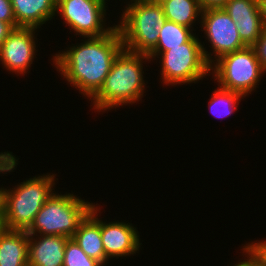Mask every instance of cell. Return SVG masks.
Returning a JSON list of instances; mask_svg holds the SVG:
<instances>
[{
	"label": "cell",
	"instance_id": "5",
	"mask_svg": "<svg viewBox=\"0 0 266 266\" xmlns=\"http://www.w3.org/2000/svg\"><path fill=\"white\" fill-rule=\"evenodd\" d=\"M94 205L95 203L85 201L72 193L54 192L26 232L28 235H60L72 238Z\"/></svg>",
	"mask_w": 266,
	"mask_h": 266
},
{
	"label": "cell",
	"instance_id": "2",
	"mask_svg": "<svg viewBox=\"0 0 266 266\" xmlns=\"http://www.w3.org/2000/svg\"><path fill=\"white\" fill-rule=\"evenodd\" d=\"M150 61L146 54L123 49L114 60L102 87L90 99L94 111L103 113L142 100L147 85L143 78V63Z\"/></svg>",
	"mask_w": 266,
	"mask_h": 266
},
{
	"label": "cell",
	"instance_id": "19",
	"mask_svg": "<svg viewBox=\"0 0 266 266\" xmlns=\"http://www.w3.org/2000/svg\"><path fill=\"white\" fill-rule=\"evenodd\" d=\"M243 98H245L243 95L218 85V88L211 95V99H209V111L215 117L227 118L234 114L233 112L238 109Z\"/></svg>",
	"mask_w": 266,
	"mask_h": 266
},
{
	"label": "cell",
	"instance_id": "18",
	"mask_svg": "<svg viewBox=\"0 0 266 266\" xmlns=\"http://www.w3.org/2000/svg\"><path fill=\"white\" fill-rule=\"evenodd\" d=\"M194 35L192 29L166 20L159 30L157 45L149 54H162L171 48L180 47V45L187 43Z\"/></svg>",
	"mask_w": 266,
	"mask_h": 266
},
{
	"label": "cell",
	"instance_id": "10",
	"mask_svg": "<svg viewBox=\"0 0 266 266\" xmlns=\"http://www.w3.org/2000/svg\"><path fill=\"white\" fill-rule=\"evenodd\" d=\"M36 32L37 28L18 27L4 40L0 47V63L9 73L14 72L17 76H23L29 72L34 58H37Z\"/></svg>",
	"mask_w": 266,
	"mask_h": 266
},
{
	"label": "cell",
	"instance_id": "13",
	"mask_svg": "<svg viewBox=\"0 0 266 266\" xmlns=\"http://www.w3.org/2000/svg\"><path fill=\"white\" fill-rule=\"evenodd\" d=\"M67 237L28 235V266H63Z\"/></svg>",
	"mask_w": 266,
	"mask_h": 266
},
{
	"label": "cell",
	"instance_id": "15",
	"mask_svg": "<svg viewBox=\"0 0 266 266\" xmlns=\"http://www.w3.org/2000/svg\"><path fill=\"white\" fill-rule=\"evenodd\" d=\"M10 1L18 27H32L39 30L43 24H46L57 15V0Z\"/></svg>",
	"mask_w": 266,
	"mask_h": 266
},
{
	"label": "cell",
	"instance_id": "22",
	"mask_svg": "<svg viewBox=\"0 0 266 266\" xmlns=\"http://www.w3.org/2000/svg\"><path fill=\"white\" fill-rule=\"evenodd\" d=\"M0 21L8 23L13 29L18 28L10 0H0Z\"/></svg>",
	"mask_w": 266,
	"mask_h": 266
},
{
	"label": "cell",
	"instance_id": "16",
	"mask_svg": "<svg viewBox=\"0 0 266 266\" xmlns=\"http://www.w3.org/2000/svg\"><path fill=\"white\" fill-rule=\"evenodd\" d=\"M0 266H28L26 230L3 228L0 232Z\"/></svg>",
	"mask_w": 266,
	"mask_h": 266
},
{
	"label": "cell",
	"instance_id": "6",
	"mask_svg": "<svg viewBox=\"0 0 266 266\" xmlns=\"http://www.w3.org/2000/svg\"><path fill=\"white\" fill-rule=\"evenodd\" d=\"M195 35L180 47L171 48L162 54H148L152 60L159 58L160 79L164 85H185L198 83L205 76H210V65L206 62L201 46V39ZM160 56V57H159Z\"/></svg>",
	"mask_w": 266,
	"mask_h": 266
},
{
	"label": "cell",
	"instance_id": "12",
	"mask_svg": "<svg viewBox=\"0 0 266 266\" xmlns=\"http://www.w3.org/2000/svg\"><path fill=\"white\" fill-rule=\"evenodd\" d=\"M223 8L236 23L241 40L252 46L264 27L258 0H229Z\"/></svg>",
	"mask_w": 266,
	"mask_h": 266
},
{
	"label": "cell",
	"instance_id": "3",
	"mask_svg": "<svg viewBox=\"0 0 266 266\" xmlns=\"http://www.w3.org/2000/svg\"><path fill=\"white\" fill-rule=\"evenodd\" d=\"M46 174L30 177L12 189L1 187L0 216L4 228L27 230L31 226L39 210L55 192L53 187L58 178L56 174Z\"/></svg>",
	"mask_w": 266,
	"mask_h": 266
},
{
	"label": "cell",
	"instance_id": "25",
	"mask_svg": "<svg viewBox=\"0 0 266 266\" xmlns=\"http://www.w3.org/2000/svg\"><path fill=\"white\" fill-rule=\"evenodd\" d=\"M200 8L203 10L211 8H223L229 0H198Z\"/></svg>",
	"mask_w": 266,
	"mask_h": 266
},
{
	"label": "cell",
	"instance_id": "7",
	"mask_svg": "<svg viewBox=\"0 0 266 266\" xmlns=\"http://www.w3.org/2000/svg\"><path fill=\"white\" fill-rule=\"evenodd\" d=\"M212 73V74H211ZM210 75L222 88L244 97L255 91L265 75L251 46L227 53L210 65Z\"/></svg>",
	"mask_w": 266,
	"mask_h": 266
},
{
	"label": "cell",
	"instance_id": "9",
	"mask_svg": "<svg viewBox=\"0 0 266 266\" xmlns=\"http://www.w3.org/2000/svg\"><path fill=\"white\" fill-rule=\"evenodd\" d=\"M200 18L201 31H204V37L211 44L208 47H211L213 51L208 52L204 47V42H201L204 58L209 65L227 53L247 47L239 36L236 23L224 8L203 10Z\"/></svg>",
	"mask_w": 266,
	"mask_h": 266
},
{
	"label": "cell",
	"instance_id": "23",
	"mask_svg": "<svg viewBox=\"0 0 266 266\" xmlns=\"http://www.w3.org/2000/svg\"><path fill=\"white\" fill-rule=\"evenodd\" d=\"M242 247L243 248L241 249V251H243L242 255L244 260L240 259L231 266H264L262 261L252 252V250L247 245H244Z\"/></svg>",
	"mask_w": 266,
	"mask_h": 266
},
{
	"label": "cell",
	"instance_id": "29",
	"mask_svg": "<svg viewBox=\"0 0 266 266\" xmlns=\"http://www.w3.org/2000/svg\"><path fill=\"white\" fill-rule=\"evenodd\" d=\"M0 204H1V187H0ZM0 219H1V216H0Z\"/></svg>",
	"mask_w": 266,
	"mask_h": 266
},
{
	"label": "cell",
	"instance_id": "28",
	"mask_svg": "<svg viewBox=\"0 0 266 266\" xmlns=\"http://www.w3.org/2000/svg\"><path fill=\"white\" fill-rule=\"evenodd\" d=\"M3 228H4V224H3L2 219H0V232L3 230Z\"/></svg>",
	"mask_w": 266,
	"mask_h": 266
},
{
	"label": "cell",
	"instance_id": "14",
	"mask_svg": "<svg viewBox=\"0 0 266 266\" xmlns=\"http://www.w3.org/2000/svg\"><path fill=\"white\" fill-rule=\"evenodd\" d=\"M96 203L86 217L81 221L72 238L85 252V254L99 261L103 266L109 263L101 238L100 207ZM99 213V214H98Z\"/></svg>",
	"mask_w": 266,
	"mask_h": 266
},
{
	"label": "cell",
	"instance_id": "26",
	"mask_svg": "<svg viewBox=\"0 0 266 266\" xmlns=\"http://www.w3.org/2000/svg\"><path fill=\"white\" fill-rule=\"evenodd\" d=\"M12 30L13 28L8 23L0 21V47Z\"/></svg>",
	"mask_w": 266,
	"mask_h": 266
},
{
	"label": "cell",
	"instance_id": "20",
	"mask_svg": "<svg viewBox=\"0 0 266 266\" xmlns=\"http://www.w3.org/2000/svg\"><path fill=\"white\" fill-rule=\"evenodd\" d=\"M63 266H103L99 261L85 254L73 238L65 245Z\"/></svg>",
	"mask_w": 266,
	"mask_h": 266
},
{
	"label": "cell",
	"instance_id": "11",
	"mask_svg": "<svg viewBox=\"0 0 266 266\" xmlns=\"http://www.w3.org/2000/svg\"><path fill=\"white\" fill-rule=\"evenodd\" d=\"M100 219L101 238L105 249V255L118 259L139 253L141 245L139 231L132 223ZM133 225V226H132Z\"/></svg>",
	"mask_w": 266,
	"mask_h": 266
},
{
	"label": "cell",
	"instance_id": "17",
	"mask_svg": "<svg viewBox=\"0 0 266 266\" xmlns=\"http://www.w3.org/2000/svg\"><path fill=\"white\" fill-rule=\"evenodd\" d=\"M165 17L168 21L186 26L194 32V24L201 20L202 9L198 0H161Z\"/></svg>",
	"mask_w": 266,
	"mask_h": 266
},
{
	"label": "cell",
	"instance_id": "1",
	"mask_svg": "<svg viewBox=\"0 0 266 266\" xmlns=\"http://www.w3.org/2000/svg\"><path fill=\"white\" fill-rule=\"evenodd\" d=\"M83 42L72 44L64 51L52 55L53 65L68 84L91 99L102 87L112 64L124 49L116 25L105 35L84 37Z\"/></svg>",
	"mask_w": 266,
	"mask_h": 266
},
{
	"label": "cell",
	"instance_id": "21",
	"mask_svg": "<svg viewBox=\"0 0 266 266\" xmlns=\"http://www.w3.org/2000/svg\"><path fill=\"white\" fill-rule=\"evenodd\" d=\"M251 47L255 52L261 68L266 72V25L262 29L261 36Z\"/></svg>",
	"mask_w": 266,
	"mask_h": 266
},
{
	"label": "cell",
	"instance_id": "24",
	"mask_svg": "<svg viewBox=\"0 0 266 266\" xmlns=\"http://www.w3.org/2000/svg\"><path fill=\"white\" fill-rule=\"evenodd\" d=\"M252 252L262 261L266 266V240L264 241H251V243H245Z\"/></svg>",
	"mask_w": 266,
	"mask_h": 266
},
{
	"label": "cell",
	"instance_id": "8",
	"mask_svg": "<svg viewBox=\"0 0 266 266\" xmlns=\"http://www.w3.org/2000/svg\"><path fill=\"white\" fill-rule=\"evenodd\" d=\"M108 0H57L56 13L66 23L75 36L99 37L107 34L113 27L106 26ZM106 22V23H105ZM72 29V31H71Z\"/></svg>",
	"mask_w": 266,
	"mask_h": 266
},
{
	"label": "cell",
	"instance_id": "4",
	"mask_svg": "<svg viewBox=\"0 0 266 266\" xmlns=\"http://www.w3.org/2000/svg\"><path fill=\"white\" fill-rule=\"evenodd\" d=\"M120 19L116 26L124 49L146 55L156 47L159 30L167 20L161 3L152 0L126 3Z\"/></svg>",
	"mask_w": 266,
	"mask_h": 266
},
{
	"label": "cell",
	"instance_id": "27",
	"mask_svg": "<svg viewBox=\"0 0 266 266\" xmlns=\"http://www.w3.org/2000/svg\"><path fill=\"white\" fill-rule=\"evenodd\" d=\"M259 9L262 15L263 23L266 25V0H258Z\"/></svg>",
	"mask_w": 266,
	"mask_h": 266
}]
</instances>
